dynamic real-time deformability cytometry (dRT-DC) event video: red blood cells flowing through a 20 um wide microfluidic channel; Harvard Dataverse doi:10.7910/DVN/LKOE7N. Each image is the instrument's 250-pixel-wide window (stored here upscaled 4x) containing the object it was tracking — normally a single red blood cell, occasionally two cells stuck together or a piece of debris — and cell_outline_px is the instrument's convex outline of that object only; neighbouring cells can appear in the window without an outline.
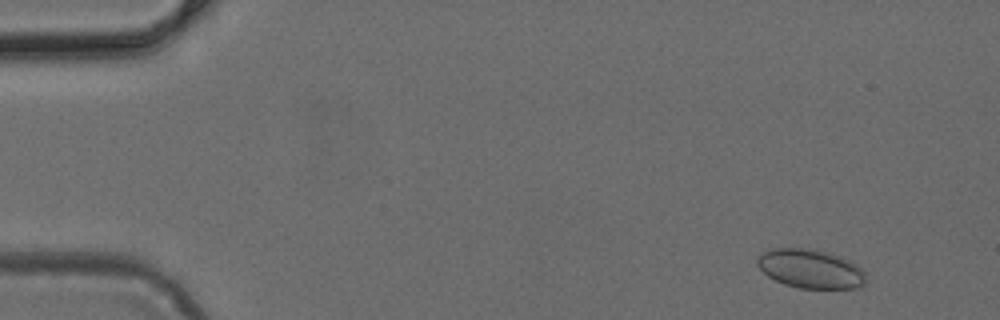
{"species": "common noctule bat (a hibernating species)", "species_latin": "Nyctalus noctula", "temperature_condition": "cold", "stored_images_in_passage": 4, "camera_frame_rate_fps": 3000, "um_per_image_px": 0.085, "animal": {"sex": "female", "body_mass_g": 24.6, "forearm_length_mm": 56.2}, "frame": {"image": 1, "passage_image": 1, "time_ms": 0.0, "image_size_px": [1000, 320], "cell_outline_px": [[864, 284], [856, 288], [800, 288], [784, 284], [768, 276], [756, 264], [756, 256], [768, 248], [812, 248], [828, 252], [840, 256], [856, 264], [864, 272]], "centroid_in_image_um": [68.84, 22.82], "position_along_channel_um": 16.2, "area_um2": 24.74}}